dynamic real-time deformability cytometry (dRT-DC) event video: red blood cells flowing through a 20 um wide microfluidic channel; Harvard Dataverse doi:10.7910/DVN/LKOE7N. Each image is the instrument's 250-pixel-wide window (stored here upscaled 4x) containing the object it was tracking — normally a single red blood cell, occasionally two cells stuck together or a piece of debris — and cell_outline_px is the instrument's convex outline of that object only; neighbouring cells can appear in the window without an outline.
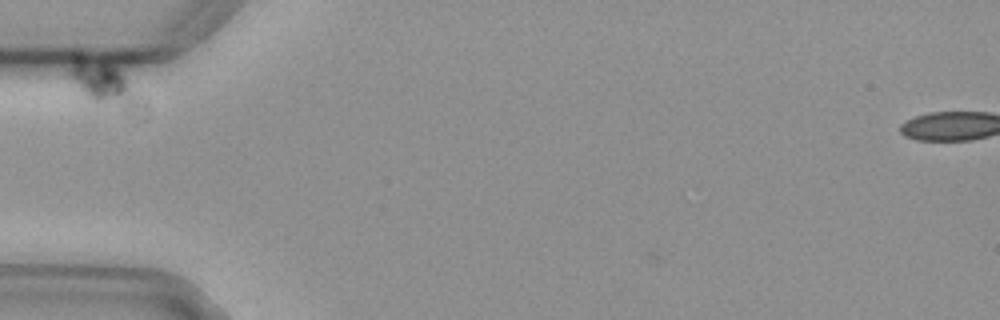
{"species": "common noctule bat (a hibernating species)", "species_latin": "Nyctalus noctula", "temperature_condition": "cold", "stored_images_in_passage": 2, "camera_frame_rate_fps": 3000, "um_per_image_px": 0.085, "animal": {"sex": "female", "body_mass_g": 29.2, "forearm_length_mm": 56.3}, "frame": {"image": 1, "passage_image": 1, "time_ms": 0.0, "image_size_px": [1000, 320], "cell_outline_px": [[132, 60], [124, 92], [116, 100], [108, 104], [96, 104], [88, 100], [84, 96], [68, 76], [68, 72], [72, 52], [128, 56]], "centroid_in_image_um": [8.48, 6.44], "position_along_channel_um": 76.5, "area_um2": 18.21}}